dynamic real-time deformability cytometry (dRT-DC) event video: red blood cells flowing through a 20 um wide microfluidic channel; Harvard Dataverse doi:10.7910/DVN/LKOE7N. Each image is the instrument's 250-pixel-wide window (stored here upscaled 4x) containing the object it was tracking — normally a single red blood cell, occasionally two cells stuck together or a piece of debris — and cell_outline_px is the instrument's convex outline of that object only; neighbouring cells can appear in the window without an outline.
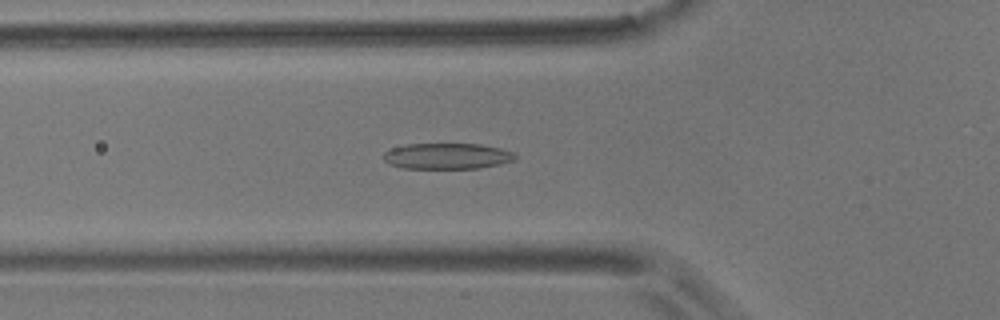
{"species": "common noctule bat (a hibernating species)", "species_latin": "Nyctalus noctula", "temperature_condition": "room temperature", "stored_images_in_passage": 47, "camera_frame_rate_fps": 3000, "um_per_image_px": 0.085, "animal": {"sex": "male", "body_mass_g": 17.9}, "frame": {"image": 1, "passage_image": 20, "time_ms": 6.333, "image_size_px": [1000, 320], "cell_outline_px": [[516, 160], [500, 164], [480, 168], [400, 168], [388, 164], [384, 160], [384, 152], [392, 148], [404, 144], [480, 144], [500, 148], [516, 152]], "centroid_in_image_um": [38.02, 13.27], "position_along_channel_um": 87.8, "area_um2": 20.06}}
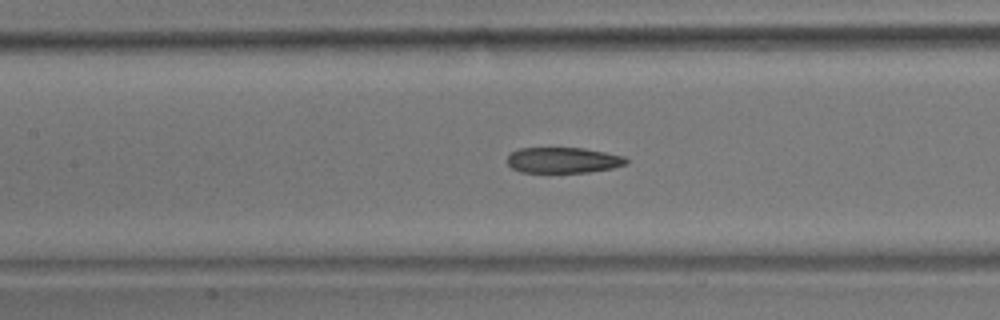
{"frame": {"image": 2, "passage_image": 26, "time_ms": 8.333, "image_size_px": [1000, 320], "cell_outline_px": [[628, 164], [612, 168], [588, 172], [520, 172], [512, 168], [508, 164], [508, 156], [512, 152], [520, 148], [584, 148], [624, 156], [628, 160]], "centroid_in_image_um": [47.88, 13.61], "position_along_channel_um": 159.5, "area_um2": 17.74}}
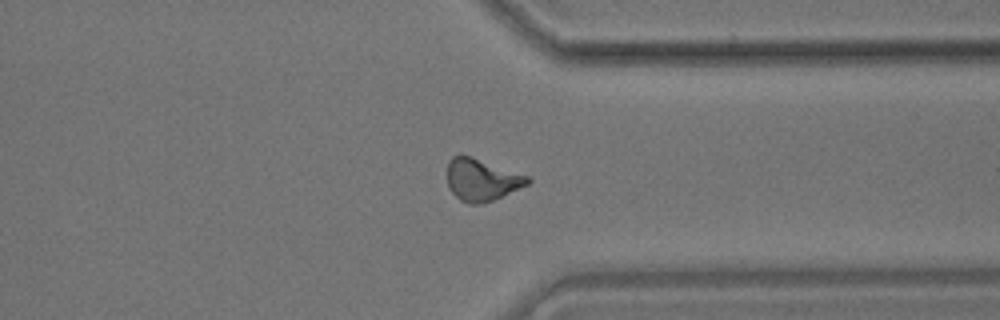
{"frame": {"image": 3, "passage_image": 44, "time_ms": 14.333, "image_size_px": [1000, 320], "cell_outline_px": [[532, 180], [528, 184], [492, 200], [480, 204], [468, 204], [460, 200], [448, 188], [448, 160], [452, 156], [472, 156], [528, 176]], "centroid_in_image_um": [40.93, 15.28], "position_along_channel_um": 370.5, "area_um2": 19.48}}